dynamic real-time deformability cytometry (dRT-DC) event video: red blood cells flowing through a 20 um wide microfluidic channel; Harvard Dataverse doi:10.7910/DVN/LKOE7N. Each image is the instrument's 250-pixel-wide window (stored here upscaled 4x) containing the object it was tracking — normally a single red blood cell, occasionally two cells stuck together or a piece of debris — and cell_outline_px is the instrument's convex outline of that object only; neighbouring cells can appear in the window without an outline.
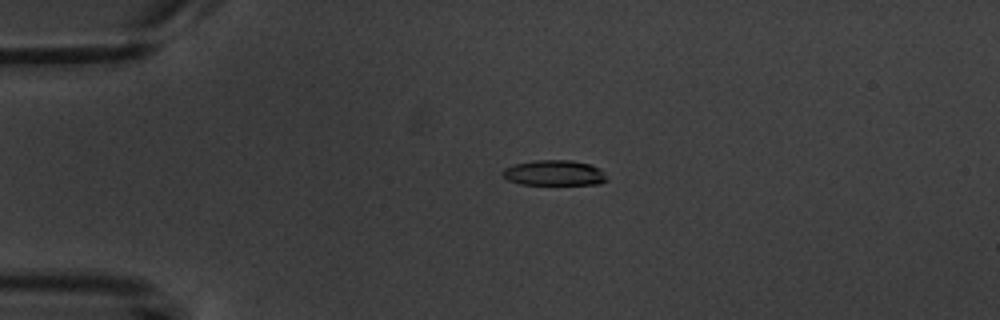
{"species": "common noctule bat (a hibernating species)", "species_latin": "Nyctalus noctula", "temperature_condition": "warm", "stored_images_in_passage": 4, "camera_frame_rate_fps": 3000, "um_per_image_px": 0.085, "animal": {"sex": "male", "body_mass_g": 20.1, "forearm_length_mm": 53.5}, "frame": {"image": 1, "passage_image": 3, "time_ms": 2.333, "image_size_px": [1000, 320], "cell_outline_px": [[608, 180], [600, 184], [520, 184], [508, 180], [500, 172], [504, 168], [512, 164], [536, 160], [572, 160], [592, 164], [600, 168]], "centroid_in_image_um": [47.11, 14.69], "position_along_channel_um": 37.9, "area_um2": 15.55}}